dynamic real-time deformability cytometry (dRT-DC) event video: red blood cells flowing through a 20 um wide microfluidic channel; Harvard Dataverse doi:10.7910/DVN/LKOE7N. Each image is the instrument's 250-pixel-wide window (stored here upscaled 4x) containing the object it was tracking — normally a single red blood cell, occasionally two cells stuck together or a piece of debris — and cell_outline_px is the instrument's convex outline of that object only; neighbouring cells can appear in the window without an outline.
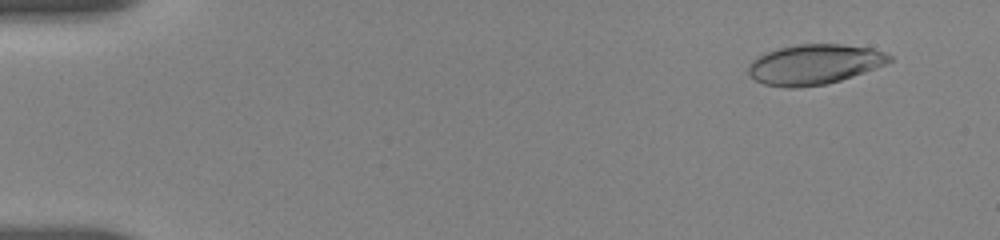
{"species": "human", "species_latin": "Homo sapiens", "temperature_condition": "room temperature", "stored_images_in_passage": 7, "camera_frame_rate_fps": 3000, "um_per_image_px": 0.085, "donor": {"sex": "female"}, "frame": {"image": 1, "passage_image": 2, "time_ms": 1.0, "image_size_px": [1000, 240], "cell_outline_px": [[892, 60], [884, 64], [864, 72], [840, 80], [824, 84], [800, 88], [788, 88], [764, 84], [748, 76], [748, 64], [752, 60], [768, 52], [780, 48], [796, 44], [840, 44], [872, 48], [884, 52], [892, 56]], "centroid_in_image_um": [69.19, 5.48], "position_along_channel_um": 15.8, "area_um2": 32.77}}
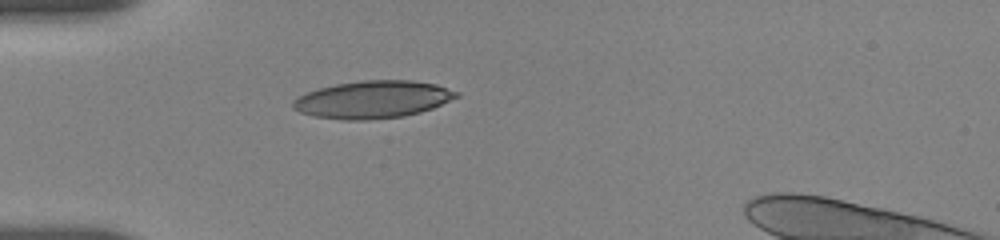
{"frame": {"image": 2, "passage_image": 7, "time_ms": 5.0, "image_size_px": [1000, 240], "cell_outline_px": [[460, 96], [432, 108], [420, 112], [404, 116], [364, 120], [344, 120], [316, 116], [300, 112], [292, 108], [292, 100], [308, 92], [320, 88], [336, 84], [364, 80], [412, 80], [436, 84], [460, 92]], "centroid_in_image_um": [31.72, 8.45], "position_along_channel_um": 53.3, "area_um2": 35.55}}